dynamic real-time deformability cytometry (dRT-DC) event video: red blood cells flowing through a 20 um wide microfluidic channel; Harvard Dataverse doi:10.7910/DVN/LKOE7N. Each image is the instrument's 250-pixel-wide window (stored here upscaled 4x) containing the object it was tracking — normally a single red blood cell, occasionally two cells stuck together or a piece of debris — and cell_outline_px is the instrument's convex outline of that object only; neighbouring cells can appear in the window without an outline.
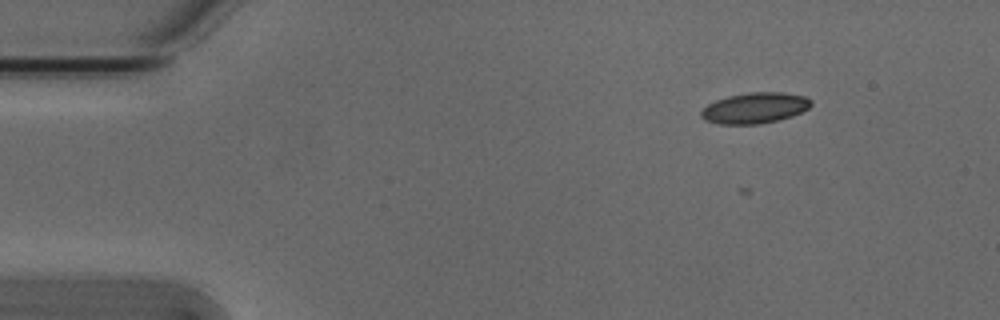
{"species": "Egyptian fruit bat (a non-hibernating species)", "species_latin": "Rousettus aegyptiacus", "temperature_condition": "cold", "stored_images_in_passage": 6, "camera_frame_rate_fps": 3000, "um_per_image_px": 0.085, "animal": {"sex": "male"}, "frame": {"image": 1, "passage_image": 2, "time_ms": 0.333, "image_size_px": [1000, 320], "cell_outline_px": [[812, 104], [808, 108], [792, 116], [760, 124], [720, 124], [704, 120], [700, 116], [700, 112], [708, 104], [716, 100], [728, 96], [748, 92], [784, 92], [804, 96], [812, 100]], "centroid_in_image_um": [64.15, 9.17], "position_along_channel_um": 20.9, "area_um2": 19.71}}
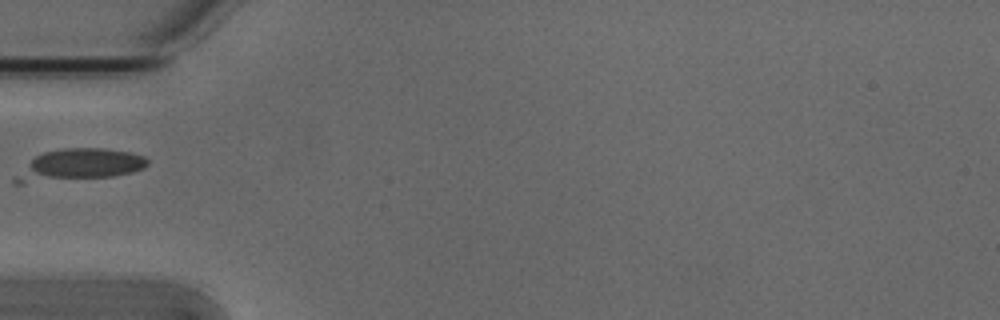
{"frame": {"image": 2, "passage_image": 5, "time_ms": 1.333, "image_size_px": [1000, 320], "cell_outline_px": [[148, 164], [144, 168], [132, 172], [112, 176], [24, 184], [12, 184], [12, 180], [36, 156], [44, 152], [64, 148], [104, 148], [132, 152], [144, 156], [148, 160]], "centroid_in_image_um": [6.75, 14.03], "position_along_channel_um": 78.3, "area_um2": 24.33}}